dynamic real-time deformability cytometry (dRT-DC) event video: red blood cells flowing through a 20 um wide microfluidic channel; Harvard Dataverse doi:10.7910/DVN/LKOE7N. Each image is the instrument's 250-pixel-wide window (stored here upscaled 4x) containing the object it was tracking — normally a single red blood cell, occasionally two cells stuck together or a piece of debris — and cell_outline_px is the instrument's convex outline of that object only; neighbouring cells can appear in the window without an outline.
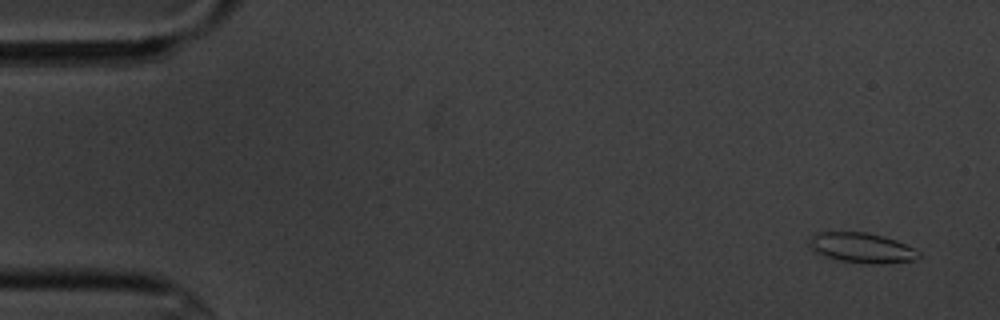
{"species": "common noctule bat (a hibernating species)", "species_latin": "Nyctalus noctula", "temperature_condition": "cold", "stored_images_in_passage": 6, "segment_of_instrument_passage": [1, 2], "camera_frame_rate_fps": 3000, "um_per_image_px": 0.085, "animal": {"sex": "male", "body_mass_g": 20.1, "forearm_length_mm": 53.5}, "frame": {"image": 1, "passage_image": 1, "time_ms": 0.0, "image_size_px": [1000, 320], "cell_outline_px": [[920, 256], [916, 260], [888, 264], [864, 264], [840, 260], [824, 256], [816, 252], [808, 244], [812, 236], [816, 232], [868, 232], [896, 240], [916, 248], [920, 252]], "centroid_in_image_um": [73.31, 21.08], "position_along_channel_um": 11.7, "area_um2": 19.42}}
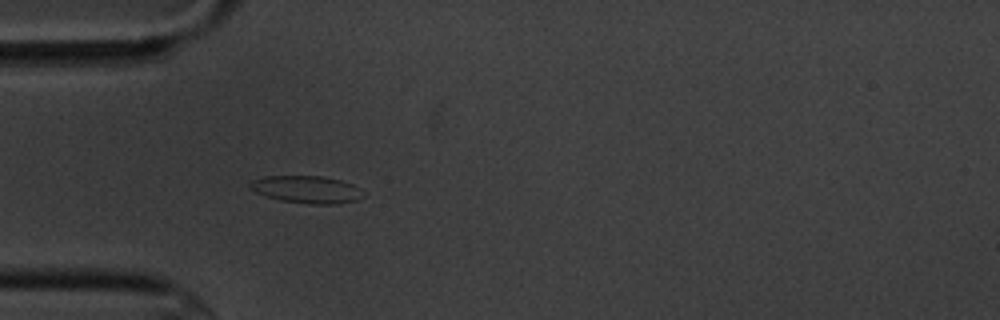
{"frame": {"image": 2, "passage_image": 5, "time_ms": 4.667, "image_size_px": [1000, 320], "cell_outline_px": [[364, 196], [356, 200], [336, 204], [308, 204], [280, 200], [256, 192], [248, 188], [248, 184], [252, 180], [264, 176], [320, 176], [340, 180], [352, 184], [360, 188]], "centroid_in_image_um": [26.05, 16.1], "position_along_channel_um": 58.9, "area_um2": 18.03}}